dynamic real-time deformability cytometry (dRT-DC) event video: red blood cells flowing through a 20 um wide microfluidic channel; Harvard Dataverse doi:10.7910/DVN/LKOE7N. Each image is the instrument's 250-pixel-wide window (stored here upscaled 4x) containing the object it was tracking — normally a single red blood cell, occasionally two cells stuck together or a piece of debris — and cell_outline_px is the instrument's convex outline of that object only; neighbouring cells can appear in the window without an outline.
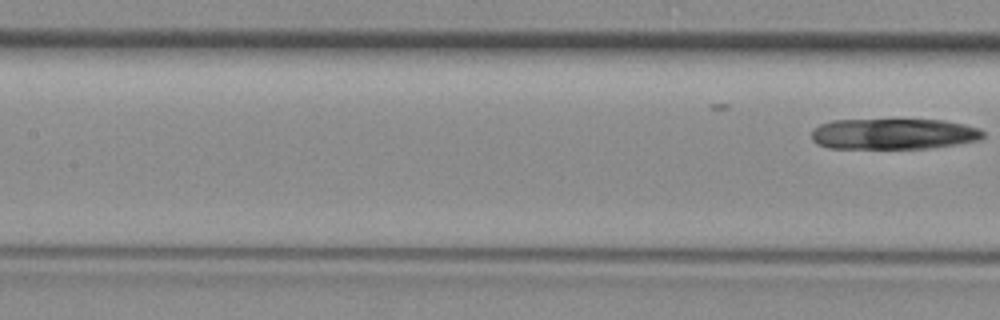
{"species": "common noctule bat (a hibernating species)", "species_latin": "Nyctalus noctula", "temperature_condition": "room temperature", "stored_images_in_passage": 4, "segment_of_instrument_passage": [2, 2], "camera_frame_rate_fps": 3000, "um_per_image_px": 0.085, "animal": {"sex": "female", "body_mass_g": 29.2, "forearm_length_mm": 56.3}, "frame": {"image": 1, "passage_image": 4, "time_ms": 1.0, "image_size_px": [1000, 320], "cell_outline_px": [[984, 136], [980, 140], [956, 144], [928, 148], [828, 148], [816, 144], [812, 140], [812, 128], [820, 124], [832, 120], [944, 120], [964, 124], [980, 128], [984, 132]], "centroid_in_image_um": [75.94, 11.38], "position_along_channel_um": 131.5, "area_um2": 30.92}}